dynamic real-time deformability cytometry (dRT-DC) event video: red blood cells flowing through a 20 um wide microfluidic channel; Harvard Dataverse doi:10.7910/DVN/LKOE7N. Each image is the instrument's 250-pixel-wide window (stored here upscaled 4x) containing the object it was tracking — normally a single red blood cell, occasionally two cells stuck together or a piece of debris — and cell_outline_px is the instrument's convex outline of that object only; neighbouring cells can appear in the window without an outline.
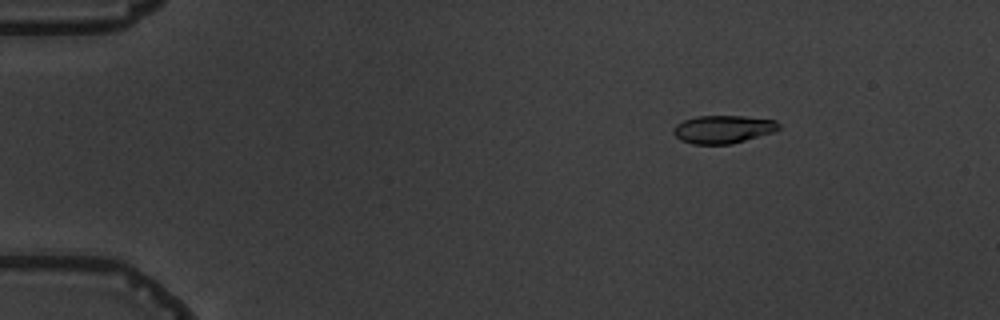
{"species": "common noctule bat (a hibernating species)", "species_latin": "Nyctalus noctula", "temperature_condition": "warm", "stored_images_in_passage": 6, "camera_frame_rate_fps": 3000, "um_per_image_px": 0.085, "animal": {"sex": "male", "body_mass_g": 19.5, "forearm_length_mm": 54.6}, "frame": {"image": 1, "passage_image": 3, "time_ms": 2.0, "image_size_px": [1000, 320], "cell_outline_px": [[780, 128], [776, 132], [732, 144], [692, 144], [680, 140], [672, 132], [672, 128], [676, 124], [684, 120], [696, 116], [744, 116], [776, 120], [780, 124]], "centroid_in_image_um": [61.48, 10.99], "position_along_channel_um": 23.5, "area_um2": 17.46}}
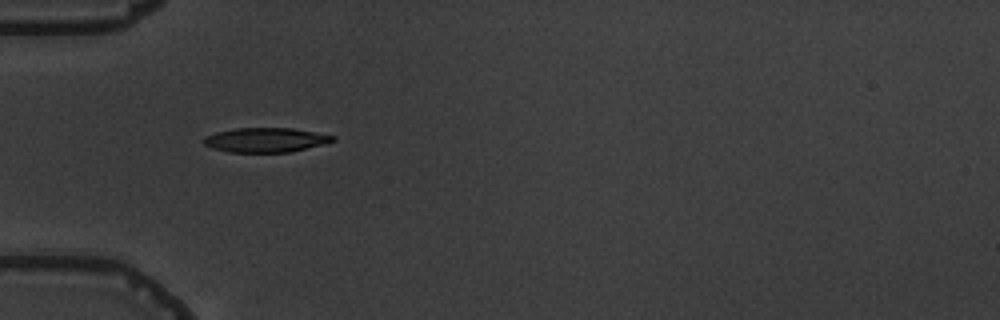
{"frame": {"image": 2, "passage_image": 5, "time_ms": 5.333, "image_size_px": [1000, 320], "cell_outline_px": [[336, 140], [292, 152], [228, 152], [212, 148], [204, 144], [204, 136], [216, 132], [236, 128], [292, 128], [336, 136]], "centroid_in_image_um": [22.56, 11.89], "position_along_channel_um": 62.4, "area_um2": 18.32}}